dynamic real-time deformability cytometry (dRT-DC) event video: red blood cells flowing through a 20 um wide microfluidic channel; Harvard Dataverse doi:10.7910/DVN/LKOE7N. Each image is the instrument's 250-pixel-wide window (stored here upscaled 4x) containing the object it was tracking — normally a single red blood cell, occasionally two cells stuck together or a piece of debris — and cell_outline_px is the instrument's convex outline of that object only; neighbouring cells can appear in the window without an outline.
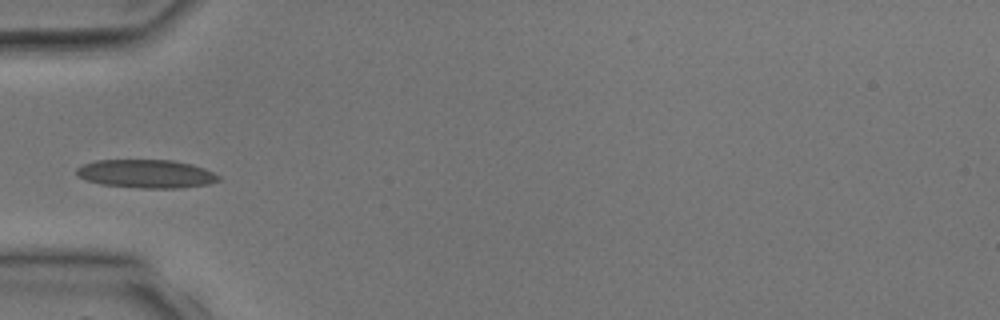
{"species": "common noctule bat (a hibernating species)", "species_latin": "Nyctalus noctula", "temperature_condition": "room temperature", "stored_images_in_passage": 3, "camera_frame_rate_fps": 3000, "um_per_image_px": 0.085, "animal": {"sex": "male", "body_mass_g": 17.9, "forearm_length_mm": 54.2}, "frame": {"image": 1, "passage_image": 3, "time_ms": 3.333, "image_size_px": [1000, 320], "cell_outline_px": [[220, 180], [208, 184], [180, 188], [140, 188], [100, 184], [76, 176], [76, 168], [84, 164], [96, 160], [172, 160], [192, 164], [204, 168], [220, 176]], "centroid_in_image_um": [12.43, 14.77], "position_along_channel_um": 72.6, "area_um2": 23.52}}